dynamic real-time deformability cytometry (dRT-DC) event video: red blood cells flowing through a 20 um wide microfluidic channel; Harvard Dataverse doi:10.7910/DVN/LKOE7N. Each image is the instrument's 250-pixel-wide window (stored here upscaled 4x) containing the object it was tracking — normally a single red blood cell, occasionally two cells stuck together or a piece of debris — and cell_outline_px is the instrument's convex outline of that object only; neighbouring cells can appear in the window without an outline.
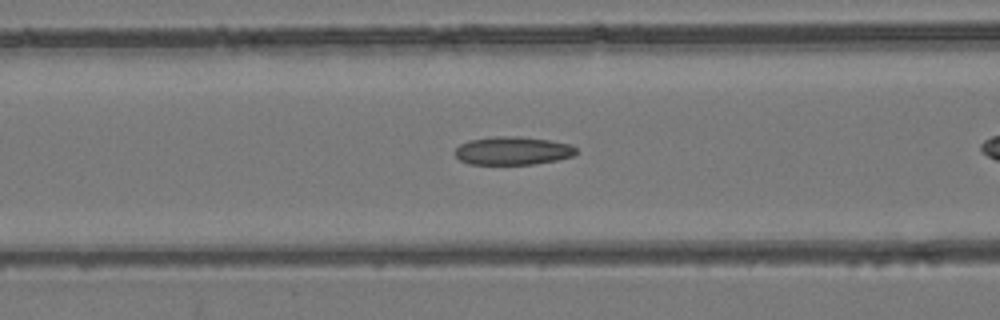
{"species": "common noctule bat (a hibernating species)", "species_latin": "Nyctalus noctula", "temperature_condition": "room temperature", "stored_images_in_passage": 37, "camera_frame_rate_fps": 3000, "um_per_image_px": 0.085, "animal": {"sex": "female", "body_mass_g": 24.6, "forearm_length_mm": 56.2}, "frame": {"image": 1, "passage_image": 16, "time_ms": 5.0, "image_size_px": [1000, 320], "cell_outline_px": [[576, 152], [572, 156], [556, 160], [532, 164], [468, 164], [460, 160], [452, 152], [460, 144], [468, 140], [492, 136], [520, 136], [548, 140], [572, 144], [576, 148]], "centroid_in_image_um": [43.53, 12.8], "position_along_channel_um": 123.1, "area_um2": 20.06}}
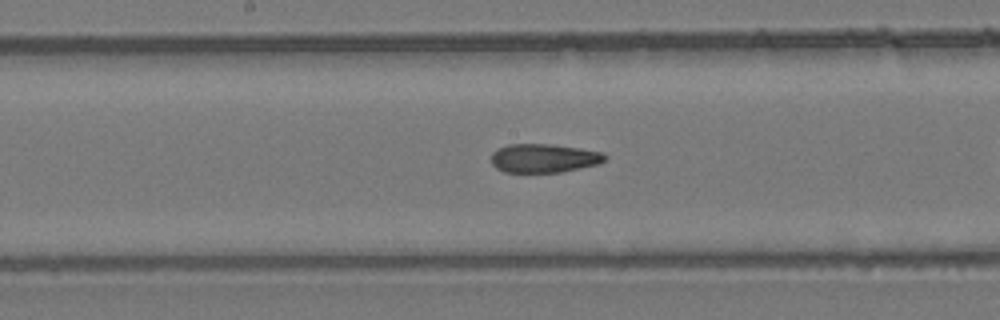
{"frame": {"image": 2, "passage_image": 22, "time_ms": 7.0, "image_size_px": [1000, 320], "cell_outline_px": [[608, 156], [600, 164], [560, 172], [504, 172], [496, 168], [492, 164], [492, 152], [508, 144], [552, 144], [580, 148], [604, 152]], "centroid_in_image_um": [46.26, 13.44], "position_along_channel_um": 201.9, "area_um2": 19.13}}
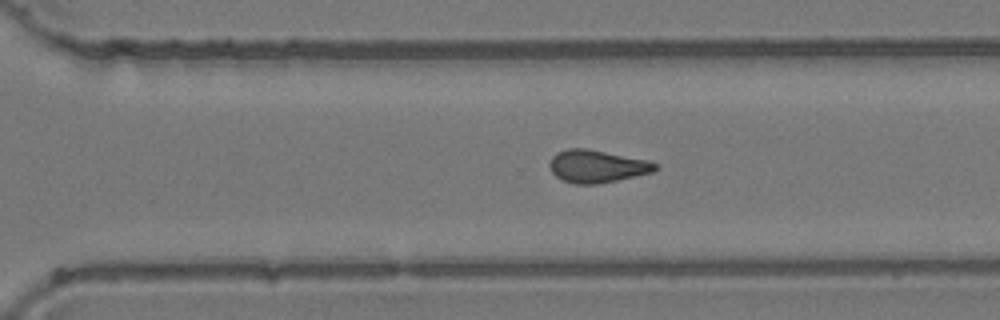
{"frame": {"image": 3, "passage_image": 31, "time_ms": 10.0, "image_size_px": [1000, 320], "cell_outline_px": [[656, 168], [652, 172], [616, 180], [596, 184], [576, 184], [564, 180], [556, 176], [552, 172], [548, 164], [552, 156], [556, 152], [568, 148], [588, 148], [648, 160], [656, 164]], "centroid_in_image_um": [50.69, 14.11], "position_along_channel_um": 319.9, "area_um2": 19.94}}